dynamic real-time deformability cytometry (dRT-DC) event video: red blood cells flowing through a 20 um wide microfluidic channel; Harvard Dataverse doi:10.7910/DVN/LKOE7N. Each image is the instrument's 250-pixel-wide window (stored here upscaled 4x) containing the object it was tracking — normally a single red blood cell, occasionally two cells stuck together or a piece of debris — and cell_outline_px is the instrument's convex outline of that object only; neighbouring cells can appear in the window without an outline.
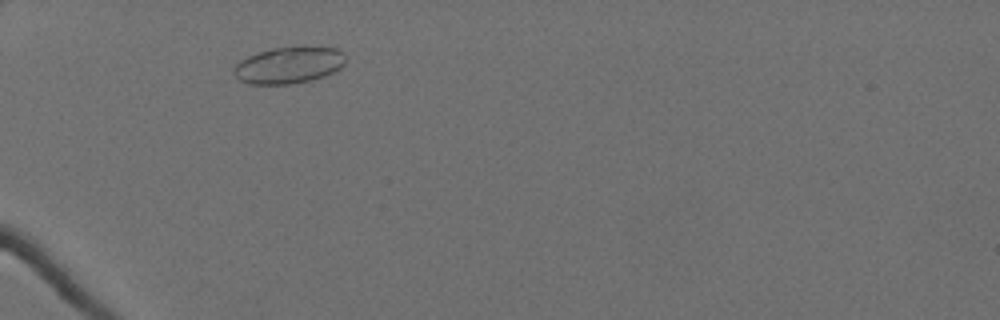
{"species": "Egyptian fruit bat (a non-hibernating species)", "species_latin": "Rousettus aegyptiacus", "temperature_condition": "cold", "stored_images_in_passage": 38, "camera_frame_rate_fps": 3000, "um_per_image_px": 0.085, "animal": {"sex": "female"}, "frame": {"image": 1, "passage_image": 4, "time_ms": 1.0, "image_size_px": [1000, 320], "cell_outline_px": [[348, 60], [340, 68], [324, 76], [312, 80], [288, 84], [248, 84], [240, 80], [236, 76], [236, 64], [240, 60], [248, 56], [272, 48], [304, 44], [312, 44], [336, 48], [344, 52]], "centroid_in_image_um": [24.65, 5.48], "position_along_channel_um": 60.4, "area_um2": 24.45}}
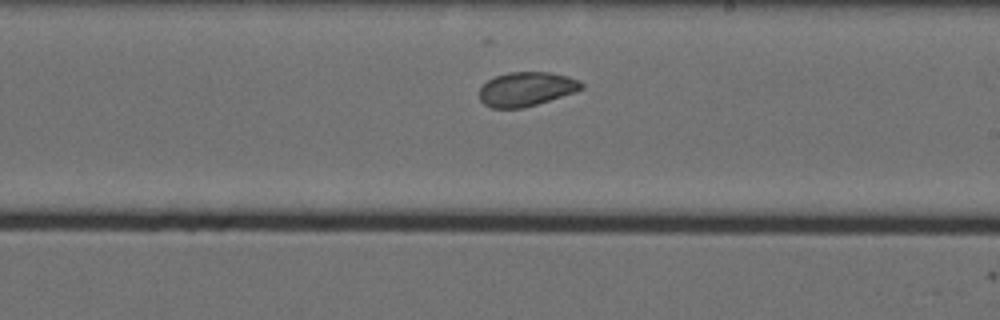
{"frame": {"image": 2, "passage_image": 21, "time_ms": 6.667, "image_size_px": [1000, 320], "cell_outline_px": [[584, 88], [576, 92], [536, 104], [520, 108], [492, 108], [484, 104], [480, 100], [480, 88], [488, 80], [496, 76], [508, 72], [548, 72], [568, 76], [580, 80], [584, 84]], "centroid_in_image_um": [44.76, 7.56], "position_along_channel_um": 244.2, "area_um2": 20.29}}
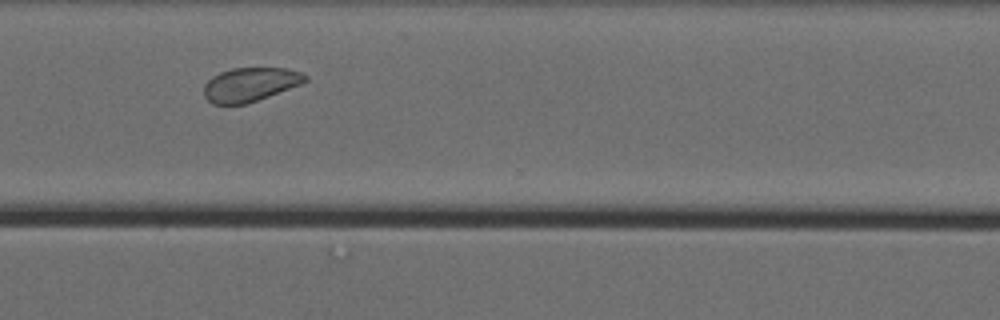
{"frame": {"image": 3, "passage_image": 30, "time_ms": 9.667, "image_size_px": [1000, 320], "cell_outline_px": [[308, 80], [300, 84], [248, 104], [212, 104], [204, 96], [204, 84], [212, 76], [220, 72], [232, 68], [284, 68], [300, 72], [308, 76]], "centroid_in_image_um": [21.24, 7.18], "position_along_channel_um": 349.4, "area_um2": 20.0}, "authors_computed_cell_mechanics": {"area_um2": 20.8369, "velocity_mm_per_s": 3.5174, "shape_relaxation_time_tau1_ms": null, "shape_relaxation_time_tau2_ms": 3.5845, "deformation_change_tau1": null, "deformation_change_tau2": 0.0621}}